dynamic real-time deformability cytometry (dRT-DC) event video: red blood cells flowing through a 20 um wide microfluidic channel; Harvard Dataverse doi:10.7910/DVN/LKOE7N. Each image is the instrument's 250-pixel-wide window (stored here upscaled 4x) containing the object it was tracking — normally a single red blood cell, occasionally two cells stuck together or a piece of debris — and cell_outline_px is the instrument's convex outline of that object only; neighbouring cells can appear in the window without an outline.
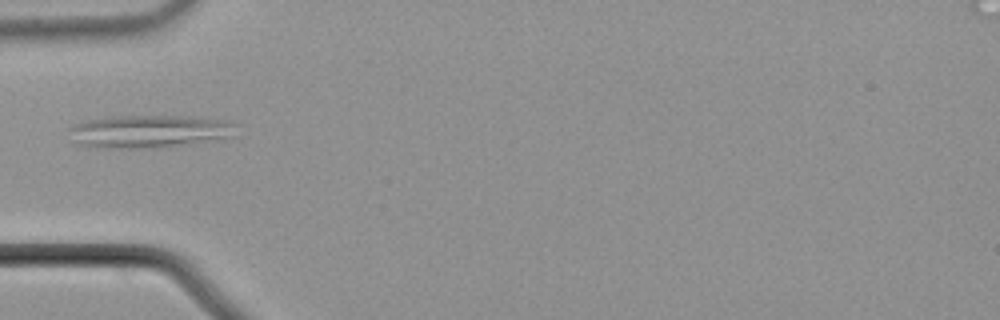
{"species": "common noctule bat (a hibernating species)", "species_latin": "Nyctalus noctula", "temperature_condition": "cold", "stored_images_in_passage": 38, "camera_frame_rate_fps": 3000, "um_per_image_px": 0.085, "animal": {"sex": "male", "body_mass_g": 21.5, "forearm_length_mm": 52.0}, "frame": {"image": 1, "passage_image": 1, "time_ms": 0.0, "image_size_px": [1000, 320], "cell_outline_px": [[240, 124], [236, 136], [168, 148], [96, 148], [80, 144], [72, 140], [68, 128], [72, 124], [88, 120], [112, 116], [188, 116], [228, 120]], "centroid_in_image_um": [12.77, 11.17], "position_along_channel_um": 72.2, "area_um2": 32.89}}
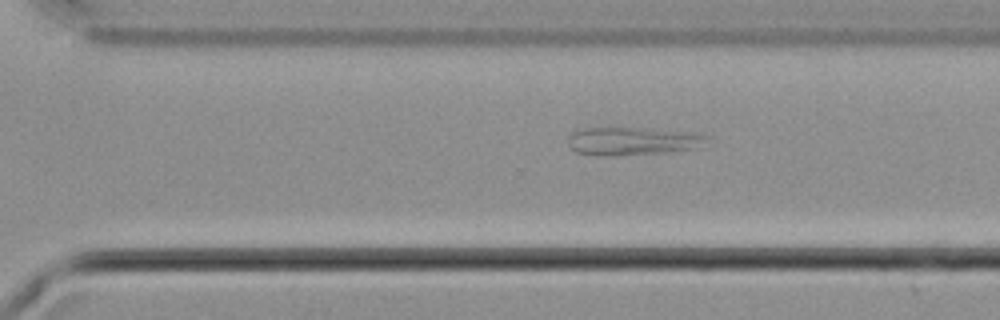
{"frame": {"image": 2, "passage_image": 21, "time_ms": 6.667, "image_size_px": [1000, 320], "cell_outline_px": [[712, 136], [704, 148], [664, 152], [616, 156], [596, 156], [576, 152], [568, 144], [568, 136], [572, 132], [584, 128], [648, 128], [704, 132]], "centroid_in_image_um": [53.93, 11.99], "position_along_channel_um": 316.7, "area_um2": 23.64}}
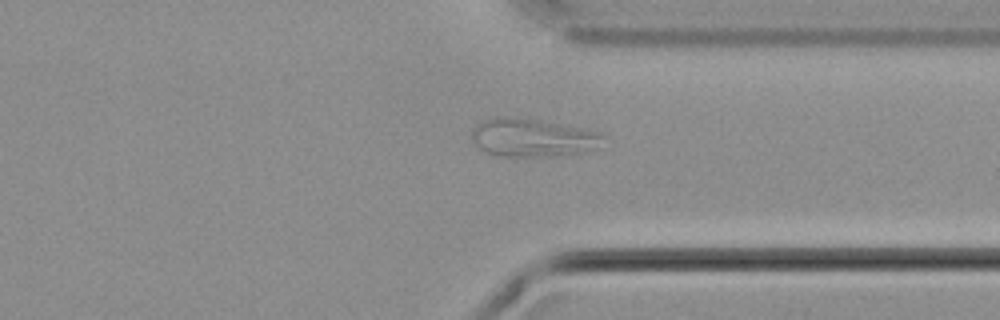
{"frame": {"image": 3, "passage_image": 25, "time_ms": 8.0, "image_size_px": [1000, 320], "cell_outline_px": [[608, 136], [576, 152], [532, 156], [500, 156], [484, 152], [472, 140], [472, 132], [476, 124], [484, 120], [504, 116], [516, 116], [540, 120], [584, 128], [600, 132]], "centroid_in_image_um": [45.13, 11.65], "position_along_channel_um": 366.3, "area_um2": 28.26}}